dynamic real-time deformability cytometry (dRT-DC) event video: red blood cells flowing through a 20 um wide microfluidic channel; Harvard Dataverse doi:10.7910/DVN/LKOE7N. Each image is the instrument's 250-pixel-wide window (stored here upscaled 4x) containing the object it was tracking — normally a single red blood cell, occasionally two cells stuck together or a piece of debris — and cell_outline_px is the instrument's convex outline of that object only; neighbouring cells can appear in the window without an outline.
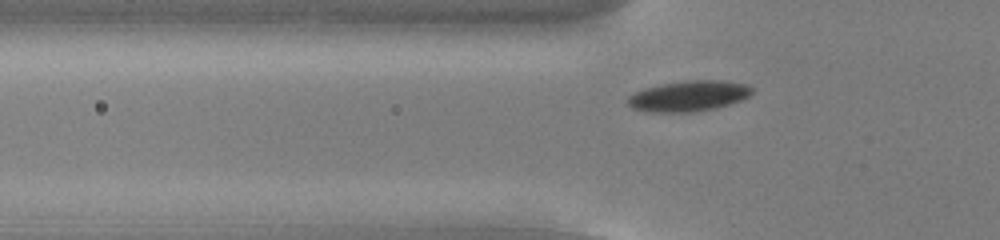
{"species": "common noctule bat (a hibernating species)", "species_latin": "Nyctalus noctula", "temperature_condition": "cold", "stored_images_in_passage": 45, "camera_frame_rate_fps": 3000, "um_per_image_px": 0.085, "animal": {"sex": "male", "body_mass_g": 13.0, "forearm_length_mm": 53.1}, "frame": {"image": 1, "passage_image": 9, "time_ms": 2.667, "image_size_px": [1000, 240], "cell_outline_px": [[752, 92], [748, 96], [740, 100], [716, 108], [692, 112], [644, 112], [632, 108], [628, 104], [628, 96], [644, 88], [660, 84], [688, 80], [720, 80], [748, 84], [752, 88]], "centroid_in_image_um": [58.51, 8.16], "position_along_channel_um": 67.3, "area_um2": 22.2}}
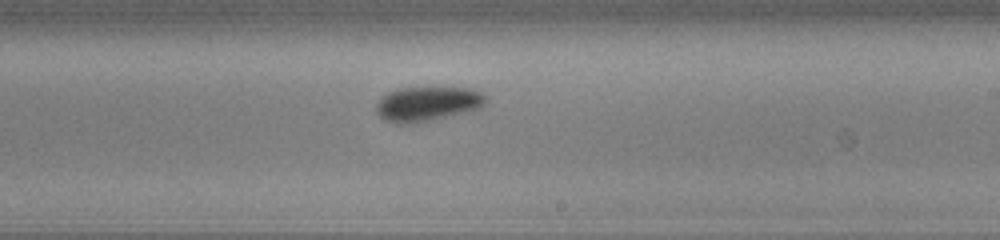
{"frame": {"image": 2, "passage_image": 24, "time_ms": 7.667, "image_size_px": [1000, 240], "cell_outline_px": [[488, 100], [480, 108], [468, 112], [432, 120], [408, 124], [396, 124], [384, 120], [376, 112], [376, 104], [388, 92], [396, 88], [472, 88], [488, 96]], "centroid_in_image_um": [36.36, 8.83], "position_along_channel_um": 252.6, "area_um2": 22.25}}
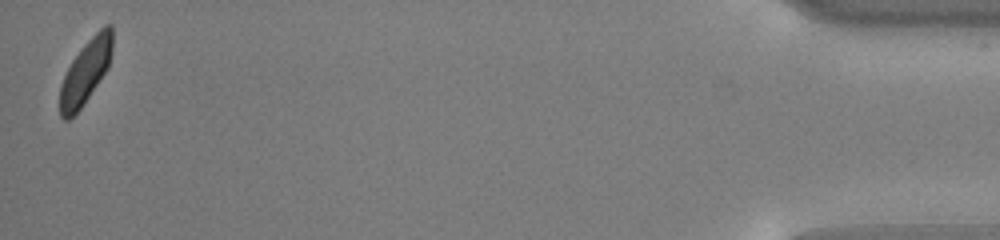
{"frame": {"image": 3, "passage_image": 45, "time_ms": 14.667, "image_size_px": [1000, 240], "cell_outline_px": [[112, 52], [108, 68], [84, 104], [68, 120], [64, 120], [60, 116], [60, 84], [72, 60], [84, 44], [104, 24], [112, 24]], "centroid_in_image_um": [7.29, 6.09], "position_along_channel_um": 427.9, "area_um2": 19.42}, "authors_computed_cell_mechanics": {"area_um2": 21.2126, "velocity_mm_per_s": 3.745, "shape_relaxation_time_tau1_ms": 1.5882, "shape_relaxation_time_tau2_ms": null, "deformation_change_tau1": 0.0831, "deformation_change_tau2": null}}